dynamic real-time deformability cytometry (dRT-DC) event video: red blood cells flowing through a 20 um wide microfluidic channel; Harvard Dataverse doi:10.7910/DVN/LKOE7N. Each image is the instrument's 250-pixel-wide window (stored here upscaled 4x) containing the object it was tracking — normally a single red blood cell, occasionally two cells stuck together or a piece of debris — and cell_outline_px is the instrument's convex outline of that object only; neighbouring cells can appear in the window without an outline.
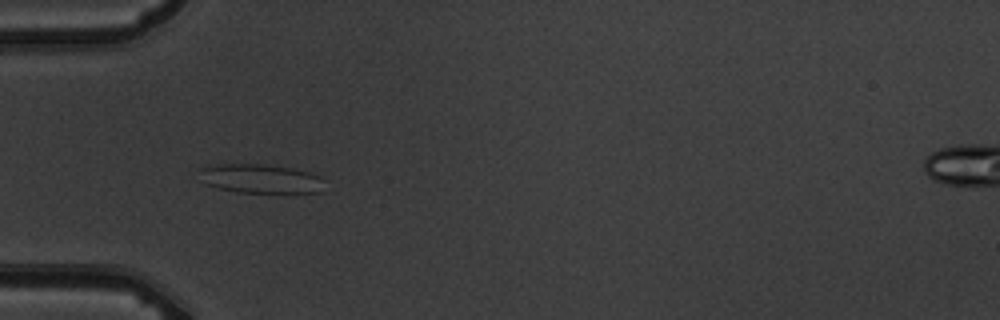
{"species": "common noctule bat (a hibernating species)", "species_latin": "Nyctalus noctula", "temperature_condition": "warm", "stored_images_in_passage": 7, "camera_frame_rate_fps": 3000, "um_per_image_px": 0.085, "animal": {"sex": "male", "body_mass_g": 19.5, "forearm_length_mm": 54.6}, "frame": {"image": 1, "passage_image": 5, "time_ms": 5.333, "image_size_px": [1000, 320], "cell_outline_px": [[324, 180], [320, 192], [236, 192], [204, 184], [200, 168], [208, 164], [264, 164], [292, 168], [308, 172], [320, 176]], "centroid_in_image_um": [22.12, 15.17], "position_along_channel_um": 62.9, "area_um2": 21.04}}
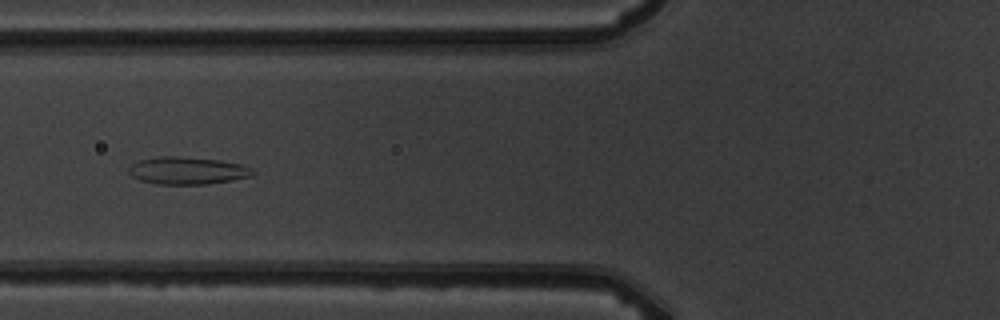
{"frame": {"image": 2, "passage_image": 6, "time_ms": 6.667, "image_size_px": [1000, 320], "cell_outline_px": [[256, 172], [252, 176], [232, 180], [208, 184], [156, 184], [140, 180], [132, 176], [128, 172], [128, 168], [132, 164], [140, 160], [156, 156], [176, 156], [220, 160], [240, 164], [252, 168]], "centroid_in_image_um": [15.93, 14.5], "position_along_channel_um": 109.9, "area_um2": 19.88}}
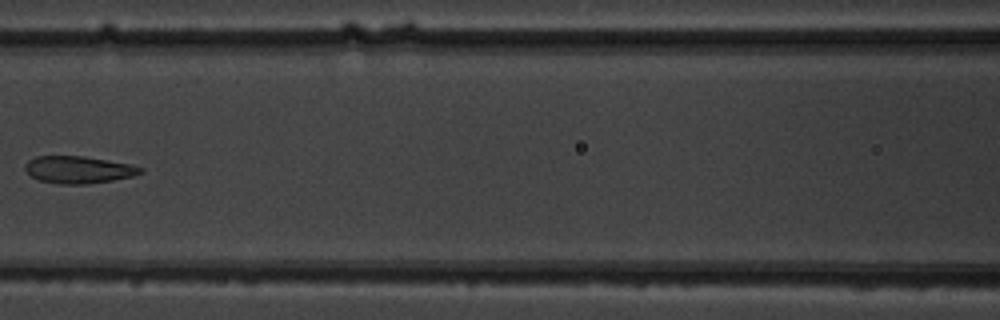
{"frame": {"image": 3, "passage_image": 7, "time_ms": 8.0, "image_size_px": [1000, 320], "cell_outline_px": [[144, 172], [132, 176], [112, 180], [84, 184], [60, 184], [40, 180], [32, 176], [24, 168], [24, 164], [28, 160], [36, 156], [84, 156], [132, 164], [144, 168]], "centroid_in_image_um": [6.69, 14.41], "position_along_channel_um": 159.9, "area_um2": 18.26}}